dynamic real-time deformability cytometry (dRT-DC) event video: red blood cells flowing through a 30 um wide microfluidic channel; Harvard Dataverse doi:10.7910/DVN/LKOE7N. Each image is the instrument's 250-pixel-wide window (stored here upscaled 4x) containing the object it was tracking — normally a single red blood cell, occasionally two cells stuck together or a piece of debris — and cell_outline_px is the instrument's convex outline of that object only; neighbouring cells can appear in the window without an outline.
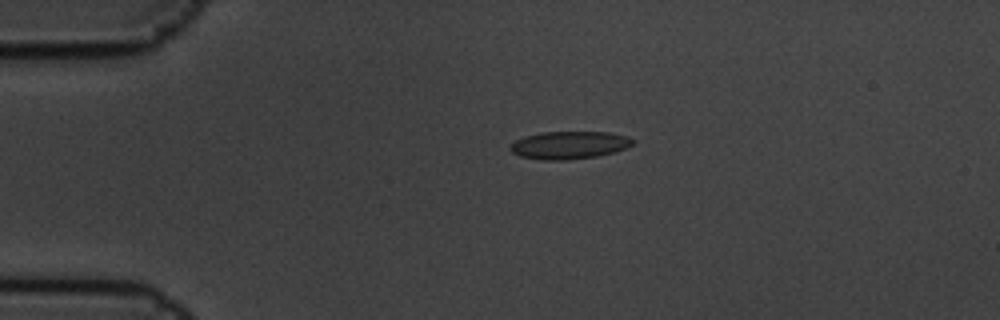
{"species": "common noctule bat (a hibernating species)", "species_latin": "Nyctalus noctula", "temperature_condition": "cold", "stored_images_in_passage": 6, "camera_frame_rate_fps": 3000, "um_per_image_px": 0.085, "animal": {"sex": "male", "body_mass_g": 19.5, "forearm_length_mm": 54.6}, "frame": {"image": 1, "passage_image": 4, "time_ms": 1.0, "image_size_px": [1000, 320], "cell_outline_px": [[636, 140], [632, 144], [616, 152], [596, 156], [568, 160], [544, 160], [520, 156], [512, 152], [508, 148], [516, 140], [528, 136], [544, 132], [608, 132], [628, 136]], "centroid_in_image_um": [48.42, 12.34], "position_along_channel_um": 36.6, "area_um2": 19.65}}
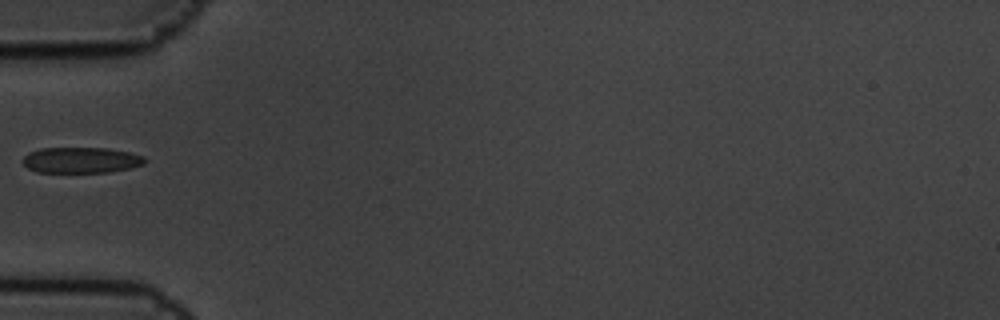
{"frame": {"image": 2, "passage_image": 6, "time_ms": 1.667, "image_size_px": [1000, 320], "cell_outline_px": [[144, 164], [128, 168], [108, 172], [36, 172], [28, 168], [20, 160], [28, 152], [40, 148], [108, 148], [128, 152], [144, 156]], "centroid_in_image_um": [6.83, 13.6], "position_along_channel_um": 78.2, "area_um2": 18.32}}